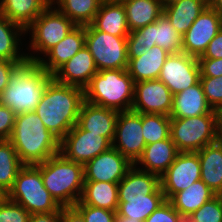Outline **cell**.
I'll return each mask as SVG.
<instances>
[{
	"instance_id": "obj_2",
	"label": "cell",
	"mask_w": 222,
	"mask_h": 222,
	"mask_svg": "<svg viewBox=\"0 0 222 222\" xmlns=\"http://www.w3.org/2000/svg\"><path fill=\"white\" fill-rule=\"evenodd\" d=\"M9 141L23 165H37L60 153V140L34 111L16 115Z\"/></svg>"
},
{
	"instance_id": "obj_37",
	"label": "cell",
	"mask_w": 222,
	"mask_h": 222,
	"mask_svg": "<svg viewBox=\"0 0 222 222\" xmlns=\"http://www.w3.org/2000/svg\"><path fill=\"white\" fill-rule=\"evenodd\" d=\"M200 83L208 105L222 114V76L200 77Z\"/></svg>"
},
{
	"instance_id": "obj_3",
	"label": "cell",
	"mask_w": 222,
	"mask_h": 222,
	"mask_svg": "<svg viewBox=\"0 0 222 222\" xmlns=\"http://www.w3.org/2000/svg\"><path fill=\"white\" fill-rule=\"evenodd\" d=\"M53 76L37 62L27 61L20 65L9 79L0 95V103L14 113L34 111Z\"/></svg>"
},
{
	"instance_id": "obj_44",
	"label": "cell",
	"mask_w": 222,
	"mask_h": 222,
	"mask_svg": "<svg viewBox=\"0 0 222 222\" xmlns=\"http://www.w3.org/2000/svg\"><path fill=\"white\" fill-rule=\"evenodd\" d=\"M24 63L12 62L4 59H0V95L7 87L10 77L16 71V69Z\"/></svg>"
},
{
	"instance_id": "obj_31",
	"label": "cell",
	"mask_w": 222,
	"mask_h": 222,
	"mask_svg": "<svg viewBox=\"0 0 222 222\" xmlns=\"http://www.w3.org/2000/svg\"><path fill=\"white\" fill-rule=\"evenodd\" d=\"M23 33L26 31L22 26L0 14V59L17 63L28 61L26 54L19 52Z\"/></svg>"
},
{
	"instance_id": "obj_55",
	"label": "cell",
	"mask_w": 222,
	"mask_h": 222,
	"mask_svg": "<svg viewBox=\"0 0 222 222\" xmlns=\"http://www.w3.org/2000/svg\"><path fill=\"white\" fill-rule=\"evenodd\" d=\"M4 196V194L0 191V199Z\"/></svg>"
},
{
	"instance_id": "obj_1",
	"label": "cell",
	"mask_w": 222,
	"mask_h": 222,
	"mask_svg": "<svg viewBox=\"0 0 222 222\" xmlns=\"http://www.w3.org/2000/svg\"><path fill=\"white\" fill-rule=\"evenodd\" d=\"M84 101L83 88L59 83L53 78L34 112L44 126L61 140L77 124Z\"/></svg>"
},
{
	"instance_id": "obj_39",
	"label": "cell",
	"mask_w": 222,
	"mask_h": 222,
	"mask_svg": "<svg viewBox=\"0 0 222 222\" xmlns=\"http://www.w3.org/2000/svg\"><path fill=\"white\" fill-rule=\"evenodd\" d=\"M192 215L196 222H222V203L215 196Z\"/></svg>"
},
{
	"instance_id": "obj_15",
	"label": "cell",
	"mask_w": 222,
	"mask_h": 222,
	"mask_svg": "<svg viewBox=\"0 0 222 222\" xmlns=\"http://www.w3.org/2000/svg\"><path fill=\"white\" fill-rule=\"evenodd\" d=\"M173 94L159 79L140 81L134 84L132 111L170 116Z\"/></svg>"
},
{
	"instance_id": "obj_52",
	"label": "cell",
	"mask_w": 222,
	"mask_h": 222,
	"mask_svg": "<svg viewBox=\"0 0 222 222\" xmlns=\"http://www.w3.org/2000/svg\"><path fill=\"white\" fill-rule=\"evenodd\" d=\"M219 140H220L221 143H222V126H220Z\"/></svg>"
},
{
	"instance_id": "obj_14",
	"label": "cell",
	"mask_w": 222,
	"mask_h": 222,
	"mask_svg": "<svg viewBox=\"0 0 222 222\" xmlns=\"http://www.w3.org/2000/svg\"><path fill=\"white\" fill-rule=\"evenodd\" d=\"M200 174L201 167L198 154L196 152H179L174 162L160 177L165 199L169 200L175 193L201 180Z\"/></svg>"
},
{
	"instance_id": "obj_8",
	"label": "cell",
	"mask_w": 222,
	"mask_h": 222,
	"mask_svg": "<svg viewBox=\"0 0 222 222\" xmlns=\"http://www.w3.org/2000/svg\"><path fill=\"white\" fill-rule=\"evenodd\" d=\"M155 45L169 54L182 52V35L164 14L156 22L130 31L127 36L128 59L142 56L147 49Z\"/></svg>"
},
{
	"instance_id": "obj_27",
	"label": "cell",
	"mask_w": 222,
	"mask_h": 222,
	"mask_svg": "<svg viewBox=\"0 0 222 222\" xmlns=\"http://www.w3.org/2000/svg\"><path fill=\"white\" fill-rule=\"evenodd\" d=\"M118 183L84 181L81 199L75 205H89L117 212Z\"/></svg>"
},
{
	"instance_id": "obj_53",
	"label": "cell",
	"mask_w": 222,
	"mask_h": 222,
	"mask_svg": "<svg viewBox=\"0 0 222 222\" xmlns=\"http://www.w3.org/2000/svg\"><path fill=\"white\" fill-rule=\"evenodd\" d=\"M101 2H115V1H122V0H100Z\"/></svg>"
},
{
	"instance_id": "obj_43",
	"label": "cell",
	"mask_w": 222,
	"mask_h": 222,
	"mask_svg": "<svg viewBox=\"0 0 222 222\" xmlns=\"http://www.w3.org/2000/svg\"><path fill=\"white\" fill-rule=\"evenodd\" d=\"M200 67V77H219L222 76V58L207 59L198 58Z\"/></svg>"
},
{
	"instance_id": "obj_32",
	"label": "cell",
	"mask_w": 222,
	"mask_h": 222,
	"mask_svg": "<svg viewBox=\"0 0 222 222\" xmlns=\"http://www.w3.org/2000/svg\"><path fill=\"white\" fill-rule=\"evenodd\" d=\"M118 199L119 215L143 222L166 200L161 186L153 194L144 195V197Z\"/></svg>"
},
{
	"instance_id": "obj_36",
	"label": "cell",
	"mask_w": 222,
	"mask_h": 222,
	"mask_svg": "<svg viewBox=\"0 0 222 222\" xmlns=\"http://www.w3.org/2000/svg\"><path fill=\"white\" fill-rule=\"evenodd\" d=\"M170 122V116L143 113L142 134L146 145L170 138Z\"/></svg>"
},
{
	"instance_id": "obj_29",
	"label": "cell",
	"mask_w": 222,
	"mask_h": 222,
	"mask_svg": "<svg viewBox=\"0 0 222 222\" xmlns=\"http://www.w3.org/2000/svg\"><path fill=\"white\" fill-rule=\"evenodd\" d=\"M201 167V180L215 193L222 188V143L220 140L196 152Z\"/></svg>"
},
{
	"instance_id": "obj_12",
	"label": "cell",
	"mask_w": 222,
	"mask_h": 222,
	"mask_svg": "<svg viewBox=\"0 0 222 222\" xmlns=\"http://www.w3.org/2000/svg\"><path fill=\"white\" fill-rule=\"evenodd\" d=\"M112 146L132 164L137 162L146 146L142 134V114L132 110L119 112Z\"/></svg>"
},
{
	"instance_id": "obj_33",
	"label": "cell",
	"mask_w": 222,
	"mask_h": 222,
	"mask_svg": "<svg viewBox=\"0 0 222 222\" xmlns=\"http://www.w3.org/2000/svg\"><path fill=\"white\" fill-rule=\"evenodd\" d=\"M216 194L202 180L196 181L186 189L175 193L168 201L180 213H193Z\"/></svg>"
},
{
	"instance_id": "obj_34",
	"label": "cell",
	"mask_w": 222,
	"mask_h": 222,
	"mask_svg": "<svg viewBox=\"0 0 222 222\" xmlns=\"http://www.w3.org/2000/svg\"><path fill=\"white\" fill-rule=\"evenodd\" d=\"M52 5L72 20L77 26L90 25L96 16L100 0H52Z\"/></svg>"
},
{
	"instance_id": "obj_6",
	"label": "cell",
	"mask_w": 222,
	"mask_h": 222,
	"mask_svg": "<svg viewBox=\"0 0 222 222\" xmlns=\"http://www.w3.org/2000/svg\"><path fill=\"white\" fill-rule=\"evenodd\" d=\"M5 196L20 204L30 214L51 213L62 208L44 187L40 164L23 165Z\"/></svg>"
},
{
	"instance_id": "obj_38",
	"label": "cell",
	"mask_w": 222,
	"mask_h": 222,
	"mask_svg": "<svg viewBox=\"0 0 222 222\" xmlns=\"http://www.w3.org/2000/svg\"><path fill=\"white\" fill-rule=\"evenodd\" d=\"M30 213L6 196L0 199V222H29Z\"/></svg>"
},
{
	"instance_id": "obj_17",
	"label": "cell",
	"mask_w": 222,
	"mask_h": 222,
	"mask_svg": "<svg viewBox=\"0 0 222 222\" xmlns=\"http://www.w3.org/2000/svg\"><path fill=\"white\" fill-rule=\"evenodd\" d=\"M133 165L112 146L84 165V181L119 183Z\"/></svg>"
},
{
	"instance_id": "obj_11",
	"label": "cell",
	"mask_w": 222,
	"mask_h": 222,
	"mask_svg": "<svg viewBox=\"0 0 222 222\" xmlns=\"http://www.w3.org/2000/svg\"><path fill=\"white\" fill-rule=\"evenodd\" d=\"M110 147L112 143L106 137L83 130L78 124L60 140V153L82 165Z\"/></svg>"
},
{
	"instance_id": "obj_22",
	"label": "cell",
	"mask_w": 222,
	"mask_h": 222,
	"mask_svg": "<svg viewBox=\"0 0 222 222\" xmlns=\"http://www.w3.org/2000/svg\"><path fill=\"white\" fill-rule=\"evenodd\" d=\"M202 114H221L208 105L200 81L173 95L170 118L196 117Z\"/></svg>"
},
{
	"instance_id": "obj_42",
	"label": "cell",
	"mask_w": 222,
	"mask_h": 222,
	"mask_svg": "<svg viewBox=\"0 0 222 222\" xmlns=\"http://www.w3.org/2000/svg\"><path fill=\"white\" fill-rule=\"evenodd\" d=\"M16 114L0 103V140H9L15 123Z\"/></svg>"
},
{
	"instance_id": "obj_25",
	"label": "cell",
	"mask_w": 222,
	"mask_h": 222,
	"mask_svg": "<svg viewBox=\"0 0 222 222\" xmlns=\"http://www.w3.org/2000/svg\"><path fill=\"white\" fill-rule=\"evenodd\" d=\"M208 6V0H174L164 4L163 14L176 31L183 36Z\"/></svg>"
},
{
	"instance_id": "obj_45",
	"label": "cell",
	"mask_w": 222,
	"mask_h": 222,
	"mask_svg": "<svg viewBox=\"0 0 222 222\" xmlns=\"http://www.w3.org/2000/svg\"><path fill=\"white\" fill-rule=\"evenodd\" d=\"M198 58L218 59L222 58V28L210 41L206 51Z\"/></svg>"
},
{
	"instance_id": "obj_18",
	"label": "cell",
	"mask_w": 222,
	"mask_h": 222,
	"mask_svg": "<svg viewBox=\"0 0 222 222\" xmlns=\"http://www.w3.org/2000/svg\"><path fill=\"white\" fill-rule=\"evenodd\" d=\"M85 46V26H76L57 45L52 47L43 57L26 54L28 61L37 62L51 76L80 49Z\"/></svg>"
},
{
	"instance_id": "obj_7",
	"label": "cell",
	"mask_w": 222,
	"mask_h": 222,
	"mask_svg": "<svg viewBox=\"0 0 222 222\" xmlns=\"http://www.w3.org/2000/svg\"><path fill=\"white\" fill-rule=\"evenodd\" d=\"M222 114L171 118L170 137L178 152H197L219 140Z\"/></svg>"
},
{
	"instance_id": "obj_48",
	"label": "cell",
	"mask_w": 222,
	"mask_h": 222,
	"mask_svg": "<svg viewBox=\"0 0 222 222\" xmlns=\"http://www.w3.org/2000/svg\"><path fill=\"white\" fill-rule=\"evenodd\" d=\"M177 222H196L192 213L177 212Z\"/></svg>"
},
{
	"instance_id": "obj_4",
	"label": "cell",
	"mask_w": 222,
	"mask_h": 222,
	"mask_svg": "<svg viewBox=\"0 0 222 222\" xmlns=\"http://www.w3.org/2000/svg\"><path fill=\"white\" fill-rule=\"evenodd\" d=\"M44 187L61 207H73L84 188V165L58 153L40 163Z\"/></svg>"
},
{
	"instance_id": "obj_13",
	"label": "cell",
	"mask_w": 222,
	"mask_h": 222,
	"mask_svg": "<svg viewBox=\"0 0 222 222\" xmlns=\"http://www.w3.org/2000/svg\"><path fill=\"white\" fill-rule=\"evenodd\" d=\"M200 76L198 58L179 52L167 56L158 79L175 95L198 83Z\"/></svg>"
},
{
	"instance_id": "obj_50",
	"label": "cell",
	"mask_w": 222,
	"mask_h": 222,
	"mask_svg": "<svg viewBox=\"0 0 222 222\" xmlns=\"http://www.w3.org/2000/svg\"><path fill=\"white\" fill-rule=\"evenodd\" d=\"M116 222H143L141 220H133L130 217L119 215L116 212Z\"/></svg>"
},
{
	"instance_id": "obj_54",
	"label": "cell",
	"mask_w": 222,
	"mask_h": 222,
	"mask_svg": "<svg viewBox=\"0 0 222 222\" xmlns=\"http://www.w3.org/2000/svg\"><path fill=\"white\" fill-rule=\"evenodd\" d=\"M172 1H174V0H162L163 4H168V3L172 2Z\"/></svg>"
},
{
	"instance_id": "obj_28",
	"label": "cell",
	"mask_w": 222,
	"mask_h": 222,
	"mask_svg": "<svg viewBox=\"0 0 222 222\" xmlns=\"http://www.w3.org/2000/svg\"><path fill=\"white\" fill-rule=\"evenodd\" d=\"M52 0H0V14L26 29Z\"/></svg>"
},
{
	"instance_id": "obj_10",
	"label": "cell",
	"mask_w": 222,
	"mask_h": 222,
	"mask_svg": "<svg viewBox=\"0 0 222 222\" xmlns=\"http://www.w3.org/2000/svg\"><path fill=\"white\" fill-rule=\"evenodd\" d=\"M54 8V9H53ZM77 25L52 3L25 29L31 31V50L46 54Z\"/></svg>"
},
{
	"instance_id": "obj_23",
	"label": "cell",
	"mask_w": 222,
	"mask_h": 222,
	"mask_svg": "<svg viewBox=\"0 0 222 222\" xmlns=\"http://www.w3.org/2000/svg\"><path fill=\"white\" fill-rule=\"evenodd\" d=\"M168 55L166 50L155 45L147 49L142 56L128 59L126 70L135 83L158 79Z\"/></svg>"
},
{
	"instance_id": "obj_40",
	"label": "cell",
	"mask_w": 222,
	"mask_h": 222,
	"mask_svg": "<svg viewBox=\"0 0 222 222\" xmlns=\"http://www.w3.org/2000/svg\"><path fill=\"white\" fill-rule=\"evenodd\" d=\"M84 218L85 222H116V212L89 205L73 206Z\"/></svg>"
},
{
	"instance_id": "obj_16",
	"label": "cell",
	"mask_w": 222,
	"mask_h": 222,
	"mask_svg": "<svg viewBox=\"0 0 222 222\" xmlns=\"http://www.w3.org/2000/svg\"><path fill=\"white\" fill-rule=\"evenodd\" d=\"M221 28V16L206 7L182 36V52L197 58L202 56Z\"/></svg>"
},
{
	"instance_id": "obj_21",
	"label": "cell",
	"mask_w": 222,
	"mask_h": 222,
	"mask_svg": "<svg viewBox=\"0 0 222 222\" xmlns=\"http://www.w3.org/2000/svg\"><path fill=\"white\" fill-rule=\"evenodd\" d=\"M178 150L171 137L147 144L142 156L134 165H141L140 170L150 172L161 177L174 162Z\"/></svg>"
},
{
	"instance_id": "obj_41",
	"label": "cell",
	"mask_w": 222,
	"mask_h": 222,
	"mask_svg": "<svg viewBox=\"0 0 222 222\" xmlns=\"http://www.w3.org/2000/svg\"><path fill=\"white\" fill-rule=\"evenodd\" d=\"M145 222H177V211L168 200H165Z\"/></svg>"
},
{
	"instance_id": "obj_51",
	"label": "cell",
	"mask_w": 222,
	"mask_h": 222,
	"mask_svg": "<svg viewBox=\"0 0 222 222\" xmlns=\"http://www.w3.org/2000/svg\"><path fill=\"white\" fill-rule=\"evenodd\" d=\"M216 194V197L220 200V202L222 203V188L217 192L215 193Z\"/></svg>"
},
{
	"instance_id": "obj_20",
	"label": "cell",
	"mask_w": 222,
	"mask_h": 222,
	"mask_svg": "<svg viewBox=\"0 0 222 222\" xmlns=\"http://www.w3.org/2000/svg\"><path fill=\"white\" fill-rule=\"evenodd\" d=\"M119 112L84 101L77 124L86 131L106 137L111 143Z\"/></svg>"
},
{
	"instance_id": "obj_26",
	"label": "cell",
	"mask_w": 222,
	"mask_h": 222,
	"mask_svg": "<svg viewBox=\"0 0 222 222\" xmlns=\"http://www.w3.org/2000/svg\"><path fill=\"white\" fill-rule=\"evenodd\" d=\"M160 177L133 165L118 183V198H136L153 194L159 187Z\"/></svg>"
},
{
	"instance_id": "obj_49",
	"label": "cell",
	"mask_w": 222,
	"mask_h": 222,
	"mask_svg": "<svg viewBox=\"0 0 222 222\" xmlns=\"http://www.w3.org/2000/svg\"><path fill=\"white\" fill-rule=\"evenodd\" d=\"M209 6L222 16V0H209Z\"/></svg>"
},
{
	"instance_id": "obj_19",
	"label": "cell",
	"mask_w": 222,
	"mask_h": 222,
	"mask_svg": "<svg viewBox=\"0 0 222 222\" xmlns=\"http://www.w3.org/2000/svg\"><path fill=\"white\" fill-rule=\"evenodd\" d=\"M97 72L93 56L85 45L52 76L59 83L84 89Z\"/></svg>"
},
{
	"instance_id": "obj_5",
	"label": "cell",
	"mask_w": 222,
	"mask_h": 222,
	"mask_svg": "<svg viewBox=\"0 0 222 222\" xmlns=\"http://www.w3.org/2000/svg\"><path fill=\"white\" fill-rule=\"evenodd\" d=\"M134 84L126 69L98 71L84 88L85 101L118 112L132 109Z\"/></svg>"
},
{
	"instance_id": "obj_35",
	"label": "cell",
	"mask_w": 222,
	"mask_h": 222,
	"mask_svg": "<svg viewBox=\"0 0 222 222\" xmlns=\"http://www.w3.org/2000/svg\"><path fill=\"white\" fill-rule=\"evenodd\" d=\"M22 166L12 143L9 140H0V191L4 196L12 188Z\"/></svg>"
},
{
	"instance_id": "obj_24",
	"label": "cell",
	"mask_w": 222,
	"mask_h": 222,
	"mask_svg": "<svg viewBox=\"0 0 222 222\" xmlns=\"http://www.w3.org/2000/svg\"><path fill=\"white\" fill-rule=\"evenodd\" d=\"M91 25L113 36L127 37L130 33L122 1L101 2Z\"/></svg>"
},
{
	"instance_id": "obj_9",
	"label": "cell",
	"mask_w": 222,
	"mask_h": 222,
	"mask_svg": "<svg viewBox=\"0 0 222 222\" xmlns=\"http://www.w3.org/2000/svg\"><path fill=\"white\" fill-rule=\"evenodd\" d=\"M85 45L89 49L98 71L127 69V37H118L85 26Z\"/></svg>"
},
{
	"instance_id": "obj_47",
	"label": "cell",
	"mask_w": 222,
	"mask_h": 222,
	"mask_svg": "<svg viewBox=\"0 0 222 222\" xmlns=\"http://www.w3.org/2000/svg\"><path fill=\"white\" fill-rule=\"evenodd\" d=\"M61 222H85V220L74 207H62Z\"/></svg>"
},
{
	"instance_id": "obj_46",
	"label": "cell",
	"mask_w": 222,
	"mask_h": 222,
	"mask_svg": "<svg viewBox=\"0 0 222 222\" xmlns=\"http://www.w3.org/2000/svg\"><path fill=\"white\" fill-rule=\"evenodd\" d=\"M29 222H61V209L51 213L31 214Z\"/></svg>"
},
{
	"instance_id": "obj_30",
	"label": "cell",
	"mask_w": 222,
	"mask_h": 222,
	"mask_svg": "<svg viewBox=\"0 0 222 222\" xmlns=\"http://www.w3.org/2000/svg\"><path fill=\"white\" fill-rule=\"evenodd\" d=\"M129 30L156 22L163 14L162 0H122Z\"/></svg>"
}]
</instances>
